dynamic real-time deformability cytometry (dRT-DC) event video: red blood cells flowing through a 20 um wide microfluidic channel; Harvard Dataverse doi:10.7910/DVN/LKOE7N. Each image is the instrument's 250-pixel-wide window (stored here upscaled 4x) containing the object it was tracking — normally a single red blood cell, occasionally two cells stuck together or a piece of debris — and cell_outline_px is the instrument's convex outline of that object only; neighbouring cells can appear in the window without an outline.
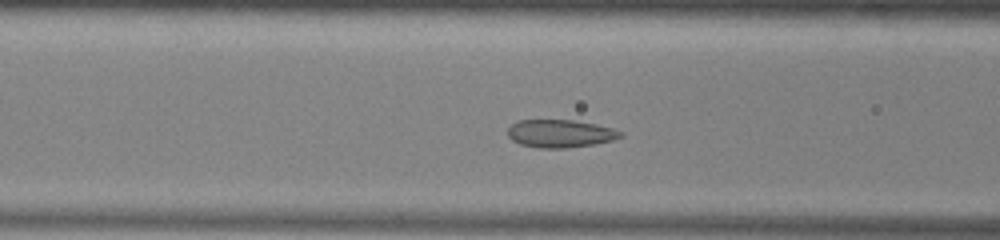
{"species": "common noctule bat (a hibernating species)", "species_latin": "Nyctalus noctula", "temperature_condition": "warm", "stored_images_in_passage": 45, "segment_of_instrument_passage": [1, 2], "camera_frame_rate_fps": 3000, "um_per_image_px": 0.085, "animal": {"sex": "male", "body_mass_g": 13.0, "forearm_length_mm": 53.1}, "frame": {"image": 1, "passage_image": 12, "time_ms": 3.667, "image_size_px": [1000, 240], "cell_outline_px": [[624, 136], [612, 140], [596, 144], [564, 148], [540, 148], [520, 144], [512, 140], [508, 136], [508, 128], [512, 124], [520, 120], [572, 120], [596, 124], [612, 128], [624, 132]], "centroid_in_image_um": [47.64, 11.35], "position_along_channel_um": 119.0, "area_um2": 18.32}}
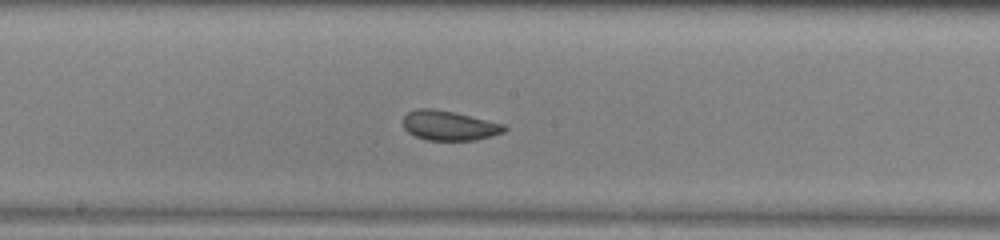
{"frame": {"image": 2, "passage_image": 19, "time_ms": 6.0, "image_size_px": [1000, 240], "cell_outline_px": [[508, 128], [504, 132], [476, 140], [428, 140], [416, 136], [408, 132], [404, 128], [404, 116], [408, 112], [416, 108], [432, 108], [452, 112], [504, 124]], "centroid_in_image_um": [38.17, 10.67], "position_along_channel_um": 210.0, "area_um2": 17.28}}
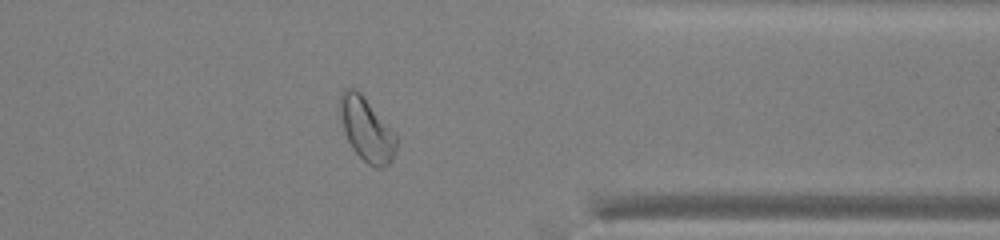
{"frame": {"image": 3, "passage_image": 33, "time_ms": 10.667, "image_size_px": [1000, 240], "cell_outline_px": [[396, 152], [392, 160], [388, 164], [380, 168], [376, 168], [368, 164], [352, 148], [344, 132], [340, 112], [340, 96], [344, 88], [352, 88], [360, 92], [396, 132]], "centroid_in_image_um": [31.18, 11.0], "position_along_channel_um": 380.2, "area_um2": 20.81}}